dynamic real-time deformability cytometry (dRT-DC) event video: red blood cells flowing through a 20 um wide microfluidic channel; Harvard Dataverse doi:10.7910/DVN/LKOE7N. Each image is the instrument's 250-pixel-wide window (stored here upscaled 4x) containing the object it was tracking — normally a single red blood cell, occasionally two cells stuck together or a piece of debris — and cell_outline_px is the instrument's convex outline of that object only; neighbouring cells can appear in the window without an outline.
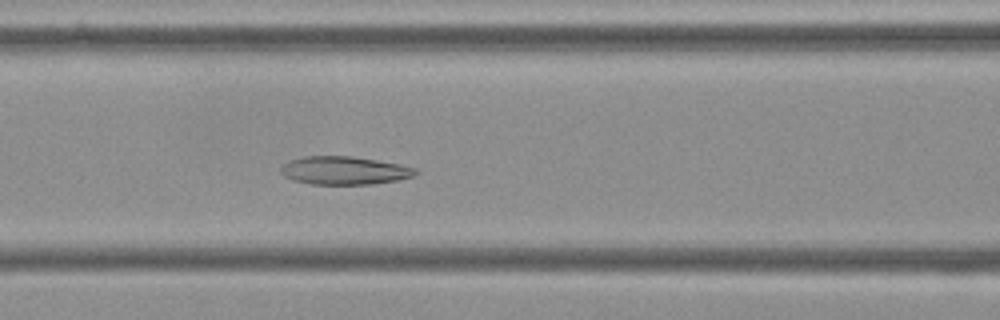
{"species": "Egyptian fruit bat (a non-hibernating species)", "species_latin": "Rousettus aegyptiacus", "temperature_condition": "cold", "stored_images_in_passage": 40, "camera_frame_rate_fps": 3000, "um_per_image_px": 0.085, "frame": {"image": 1, "passage_image": 7, "time_ms": 2.0, "image_size_px": [1000, 320], "cell_outline_px": [[420, 172], [412, 176], [396, 180], [372, 184], [312, 184], [292, 180], [284, 176], [280, 172], [280, 168], [284, 164], [292, 160], [304, 156], [352, 156], [400, 164], [416, 168]], "centroid_in_image_um": [29.27, 14.49], "position_along_channel_um": 137.3, "area_um2": 22.02}}
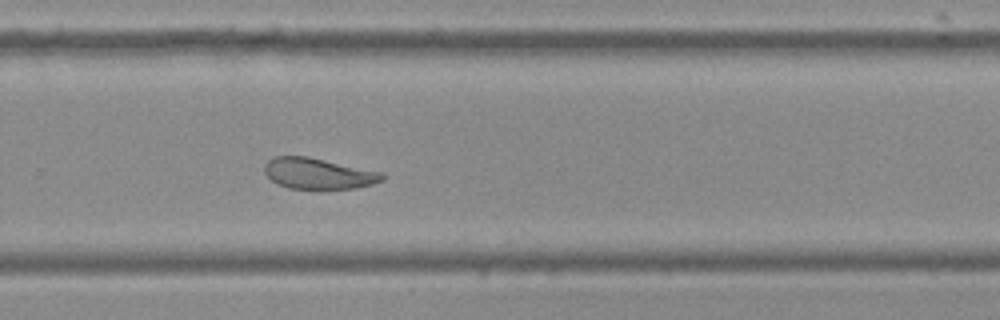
{"frame": {"image": 2, "passage_image": 21, "time_ms": 6.667, "image_size_px": [1000, 320], "cell_outline_px": [[384, 180], [372, 184], [356, 188], [320, 192], [288, 188], [272, 180], [264, 172], [264, 164], [272, 156], [308, 156], [380, 172], [384, 176]], "centroid_in_image_um": [27.03, 14.79], "position_along_channel_um": 302.8, "area_um2": 21.91}}
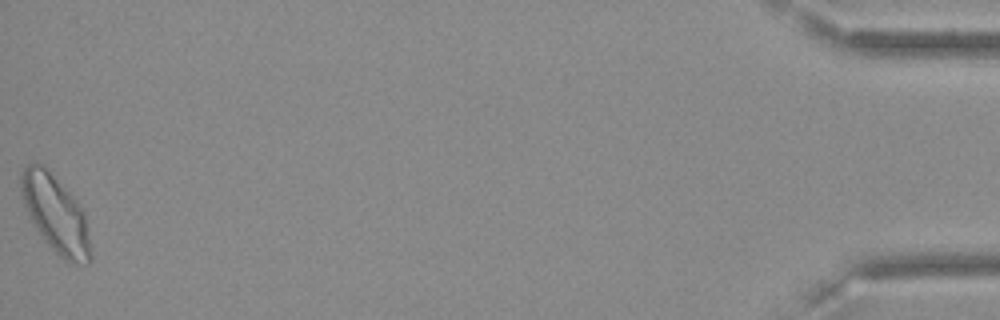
{"frame": {"image": 3, "passage_image": 40, "time_ms": 13.0, "image_size_px": [1000, 320], "cell_outline_px": [[92, 260], [88, 264], [72, 264], [64, 260], [44, 240], [32, 224], [24, 204], [20, 192], [20, 172], [28, 164], [36, 160], [44, 164], [68, 192], [84, 212], [92, 256]], "centroid_in_image_um": [4.69, 18.18], "position_along_channel_um": 430.5, "area_um2": 31.39}, "authors_computed_cell_mechanics": {"area_um2": 22.3975, "velocity_mm_per_s": 3.554, "shape_relaxation_time_tau1_ms": null, "shape_relaxation_time_tau2_ms": 2.4725, "deformation_change_tau1": null, "deformation_change_tau2": 0.093}}